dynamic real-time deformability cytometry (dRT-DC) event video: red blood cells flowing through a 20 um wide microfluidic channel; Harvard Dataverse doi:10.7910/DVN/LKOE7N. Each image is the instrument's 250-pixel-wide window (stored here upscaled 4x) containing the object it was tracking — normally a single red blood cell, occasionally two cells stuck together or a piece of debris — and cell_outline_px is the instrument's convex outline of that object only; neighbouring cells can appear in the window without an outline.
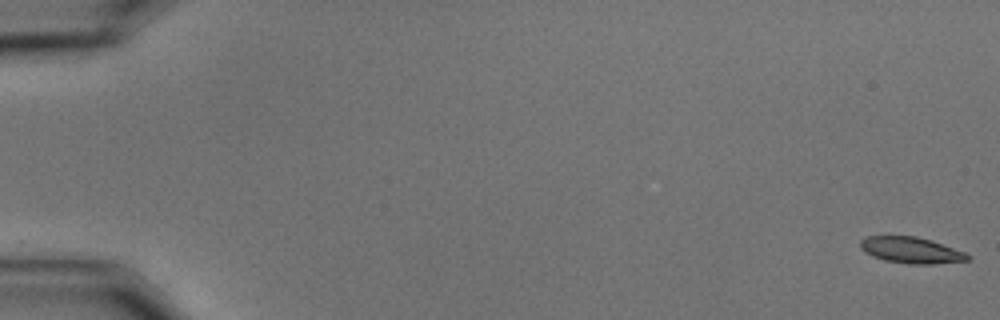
{"species": "common noctule bat (a hibernating species)", "species_latin": "Nyctalus noctula", "temperature_condition": "cold", "stored_images_in_passage": 59, "camera_frame_rate_fps": 3000, "um_per_image_px": 0.085, "animal": {"sex": "male", "body_mass_g": 15.6}, "frame": {"image": 1, "passage_image": 1, "time_ms": 0.0, "image_size_px": [1000, 320], "cell_outline_px": [[972, 256], [968, 260], [932, 264], [908, 264], [884, 260], [872, 256], [864, 252], [860, 248], [860, 240], [864, 236], [916, 236], [932, 240], [964, 252]], "centroid_in_image_um": [77.41, 21.26], "position_along_channel_um": 7.6, "area_um2": 16.47}}
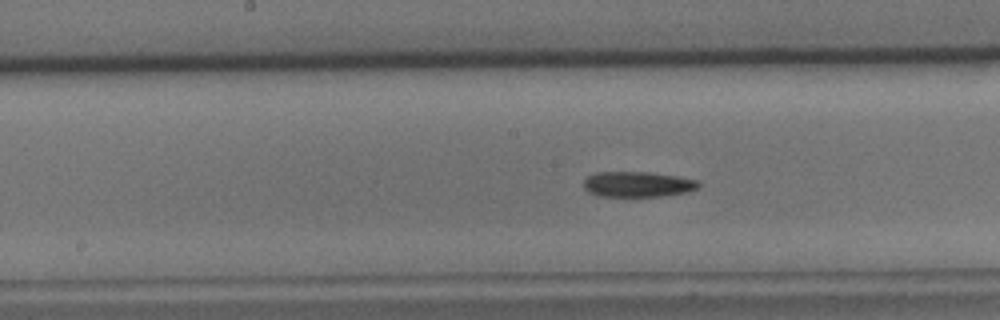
{"frame": {"image": 2, "passage_image": 31, "time_ms": 10.0, "image_size_px": [1000, 320], "cell_outline_px": [[700, 188], [688, 192], [660, 196], [596, 196], [588, 192], [584, 188], [584, 180], [588, 176], [596, 172], [648, 172], [676, 176], [700, 180]], "centroid_in_image_um": [54.22, 15.66], "position_along_channel_um": 194.0, "area_um2": 17.17}}
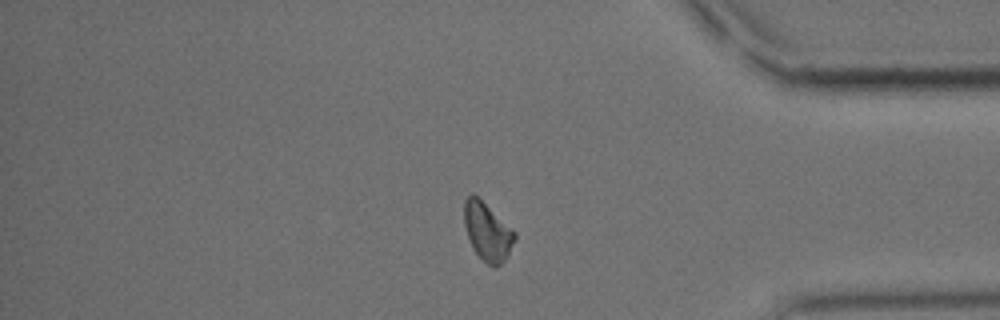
{"frame": {"image": 3, "passage_image": 50, "time_ms": 16.333, "image_size_px": [1000, 320], "cell_outline_px": [[516, 236], [504, 260], [496, 268], [488, 264], [476, 252], [468, 236], [464, 224], [464, 200], [472, 192], [512, 228], [516, 232]], "centroid_in_image_um": [41.42, 19.66], "position_along_channel_um": 393.8, "area_um2": 16.59}, "authors_computed_cell_mechanics": {"area_um2": 17.1088, "velocity_mm_per_s": 3.4767, "shape_relaxation_time_tau1_ms": 4.4079, "shape_relaxation_time_tau2_ms": null, "deformation_change_tau1": 0.1562, "deformation_change_tau2": null}}